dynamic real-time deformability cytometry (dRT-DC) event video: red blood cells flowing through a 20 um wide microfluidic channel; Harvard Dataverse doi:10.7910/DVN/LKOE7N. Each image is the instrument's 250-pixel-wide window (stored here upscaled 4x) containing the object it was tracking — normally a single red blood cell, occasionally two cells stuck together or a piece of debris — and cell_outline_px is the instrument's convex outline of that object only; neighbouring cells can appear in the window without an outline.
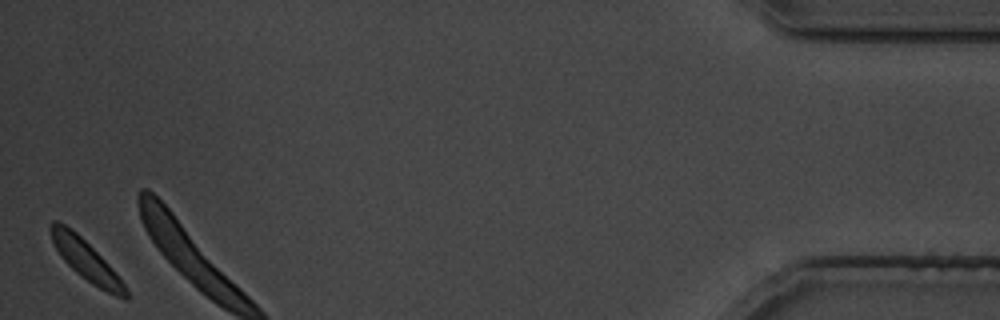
{"species": "common noctule bat (a hibernating species)", "species_latin": "Nyctalus noctula", "temperature_condition": "cold", "stored_images_in_passage": 26, "camera_frame_rate_fps": 3000, "um_per_image_px": 0.085, "animal": {"sex": "male", "body_mass_g": 19.5, "forearm_length_mm": 54.6}, "frame": {"image": 1, "passage_image": 26, "time_ms": 31.0, "image_size_px": [1000, 320], "cell_outline_px": [[128, 300], [116, 296], [92, 284], [80, 276], [64, 260], [56, 248], [52, 240], [48, 228], [48, 224], [52, 220], [56, 220], [72, 228], [112, 268], [124, 284], [128, 292]], "centroid_in_image_um": [7.28, 22.08], "position_along_channel_um": 427.9, "area_um2": 17.28}}